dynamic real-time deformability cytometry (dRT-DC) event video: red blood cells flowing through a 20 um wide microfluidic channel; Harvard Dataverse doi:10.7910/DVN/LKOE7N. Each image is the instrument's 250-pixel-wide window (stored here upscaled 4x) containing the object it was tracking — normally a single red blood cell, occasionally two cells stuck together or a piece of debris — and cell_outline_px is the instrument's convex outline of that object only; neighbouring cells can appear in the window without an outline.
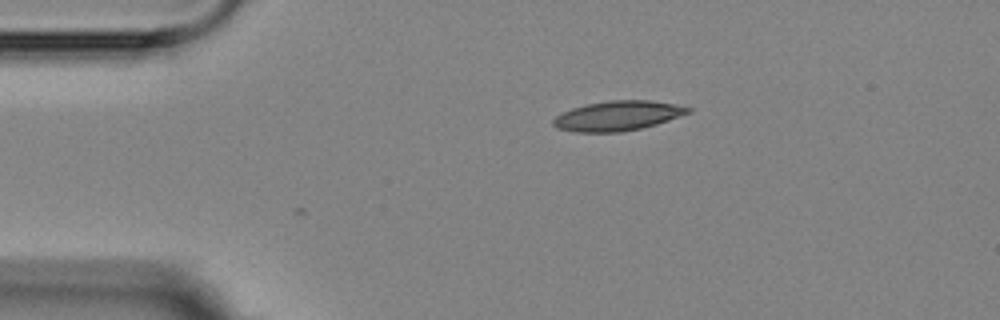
{"species": "Egyptian fruit bat (a non-hibernating species)", "species_latin": "Rousettus aegyptiacus", "temperature_condition": "room temperature", "stored_images_in_passage": 9, "camera_frame_rate_fps": 3000, "um_per_image_px": 0.085, "animal": {"sex": "female"}, "frame": {"image": 1, "passage_image": 1, "time_ms": 0.0, "image_size_px": [1000, 320], "cell_outline_px": [[692, 112], [656, 124], [640, 128], [620, 132], [576, 132], [556, 128], [552, 124], [552, 120], [556, 116], [572, 108], [588, 104], [608, 100], [652, 100], [676, 104], [692, 108]], "centroid_in_image_um": [52.52, 9.84], "position_along_channel_um": 32.5, "area_um2": 23.35}}
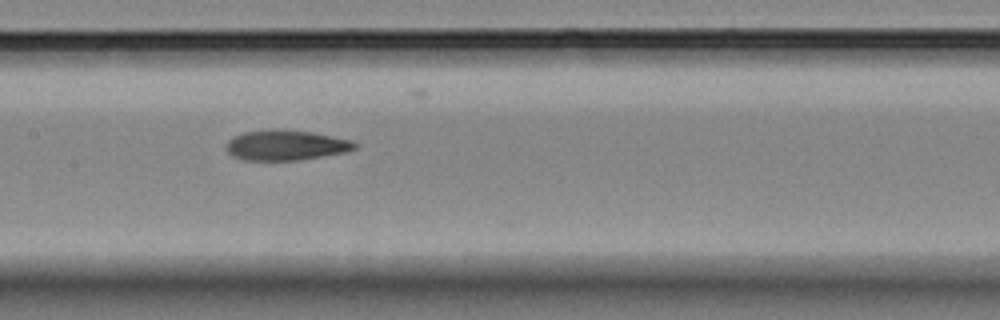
{"frame": {"image": 2, "passage_image": 6, "time_ms": 5.333, "image_size_px": [1000, 320], "cell_outline_px": [[360, 144], [356, 148], [348, 152], [324, 156], [296, 160], [244, 160], [232, 156], [224, 148], [228, 140], [244, 132], [272, 128], [276, 128], [312, 132], [352, 140]], "centroid_in_image_um": [24.32, 12.33], "position_along_channel_um": 183.1, "area_um2": 22.95}}
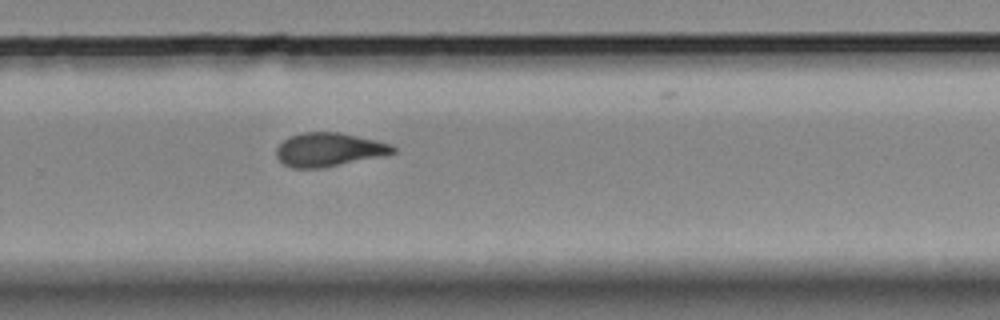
{"frame": {"image": 3, "passage_image": 9, "time_ms": 8.667, "image_size_px": [1000, 320], "cell_outline_px": [[396, 152], [384, 156], [324, 168], [292, 168], [284, 164], [276, 156], [276, 148], [288, 136], [300, 132], [340, 132], [376, 140], [392, 144], [396, 148]], "centroid_in_image_um": [27.97, 12.72], "position_along_channel_um": 301.8, "area_um2": 23.18}}